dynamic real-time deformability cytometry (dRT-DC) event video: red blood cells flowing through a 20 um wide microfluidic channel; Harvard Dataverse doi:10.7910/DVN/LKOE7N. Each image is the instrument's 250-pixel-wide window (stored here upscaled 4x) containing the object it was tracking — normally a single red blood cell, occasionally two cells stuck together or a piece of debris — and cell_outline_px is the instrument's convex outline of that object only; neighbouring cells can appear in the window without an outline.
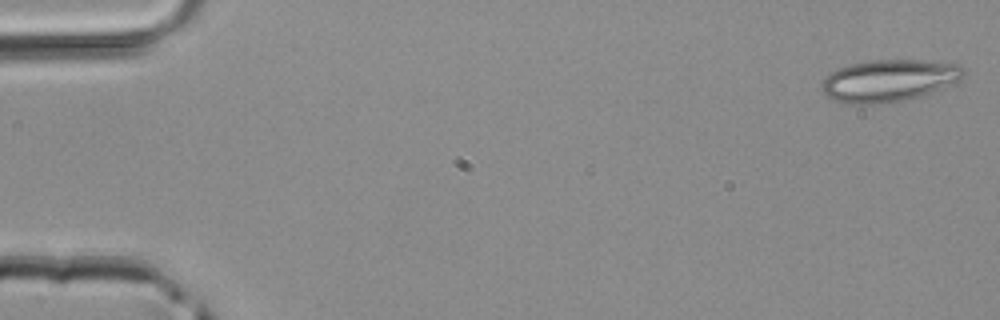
{"species": "common noctule bat (a hibernating species)", "species_latin": "Nyctalus noctula", "temperature_condition": "room temperature", "stored_images_in_passage": 4, "camera_frame_rate_fps": 3000, "um_per_image_px": 0.085, "animal": {"sex": "male", "body_mass_g": 20.4}, "frame": {"image": 1, "passage_image": 1, "time_ms": 0.0, "image_size_px": [1000, 320], "cell_outline_px": [[964, 76], [960, 80], [944, 88], [912, 100], [876, 104], [848, 104], [832, 100], [824, 96], [820, 88], [824, 80], [836, 68], [848, 64], [872, 60], [924, 60], [960, 64], [964, 68]], "centroid_in_image_um": [75.57, 6.86], "position_along_channel_um": 9.4, "area_um2": 35.49}}